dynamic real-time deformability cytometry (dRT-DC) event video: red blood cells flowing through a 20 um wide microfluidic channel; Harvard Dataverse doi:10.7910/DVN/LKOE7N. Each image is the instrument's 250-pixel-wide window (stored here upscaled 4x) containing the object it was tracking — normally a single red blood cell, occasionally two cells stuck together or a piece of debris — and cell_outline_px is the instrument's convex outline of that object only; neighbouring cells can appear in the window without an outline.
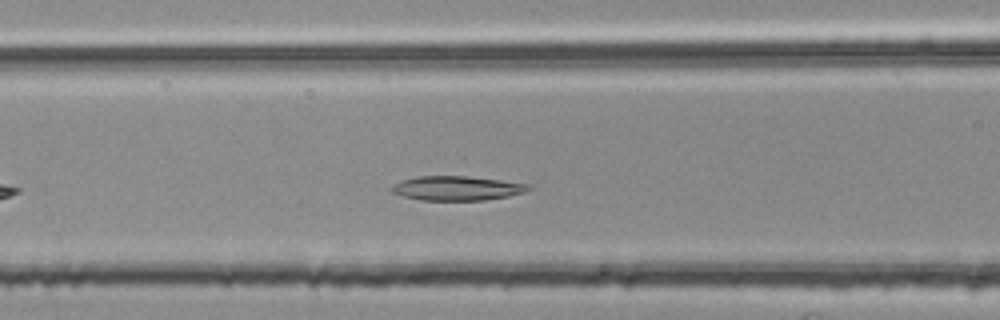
{"species": "common noctule bat (a hibernating species)", "species_latin": "Nyctalus noctula", "temperature_condition": "room temperature", "stored_images_in_passage": 34, "camera_frame_rate_fps": 3000, "um_per_image_px": 0.085, "animal": {"sex": "female", "body_mass_g": 25.1}, "frame": {"image": 1, "passage_image": 8, "time_ms": 2.333, "image_size_px": [1000, 320], "cell_outline_px": [[532, 188], [524, 192], [508, 196], [484, 200], [420, 200], [404, 196], [392, 192], [388, 188], [404, 180], [416, 176], [468, 176], [532, 184]], "centroid_in_image_um": [38.87, 15.99], "position_along_channel_um": 127.7, "area_um2": 19.36}}
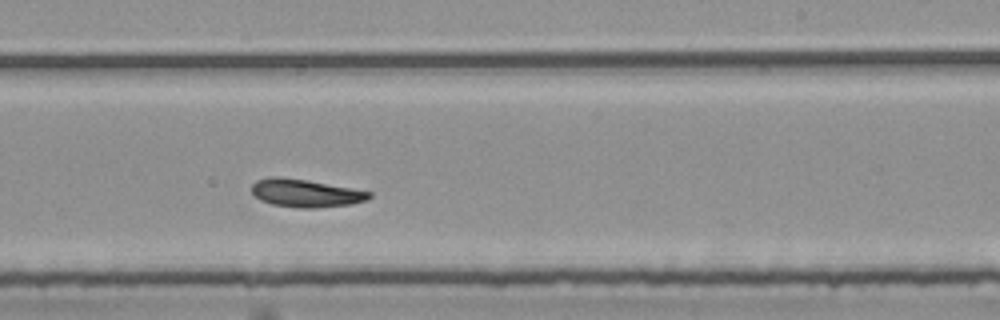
{"frame": {"image": 2, "passage_image": 19, "time_ms": 6.0, "image_size_px": [1000, 320], "cell_outline_px": [[372, 196], [364, 200], [352, 204], [316, 208], [300, 208], [272, 204], [260, 200], [252, 192], [252, 184], [256, 180], [268, 176], [276, 176], [308, 180], [372, 192]], "centroid_in_image_um": [25.95, 16.41], "position_along_channel_um": 263.1, "area_um2": 19.07}}
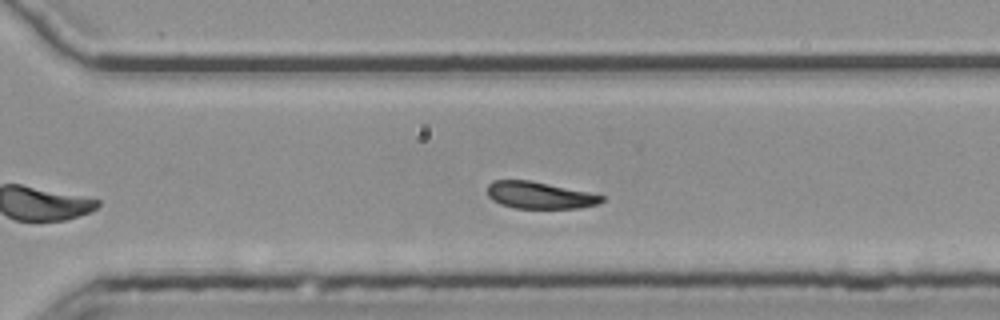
{"frame": {"image": 3, "passage_image": 24, "time_ms": 7.667, "image_size_px": [1000, 320], "cell_outline_px": [[604, 200], [596, 204], [580, 208], [516, 208], [500, 204], [492, 200], [488, 196], [488, 184], [492, 180], [528, 180], [588, 192], [604, 196]], "centroid_in_image_um": [45.83, 16.6], "position_along_channel_um": 324.8, "area_um2": 17.74}, "authors_computed_cell_mechanics": {"area_um2": 19.3341, "velocity_mm_per_s": 3.6956, "shape_relaxation_time_tau1_ms": 11.0193, "shape_relaxation_time_tau2_ms": 9.062, "deformation_change_tau1": 0.186, "deformation_change_tau2": 0.1334}}